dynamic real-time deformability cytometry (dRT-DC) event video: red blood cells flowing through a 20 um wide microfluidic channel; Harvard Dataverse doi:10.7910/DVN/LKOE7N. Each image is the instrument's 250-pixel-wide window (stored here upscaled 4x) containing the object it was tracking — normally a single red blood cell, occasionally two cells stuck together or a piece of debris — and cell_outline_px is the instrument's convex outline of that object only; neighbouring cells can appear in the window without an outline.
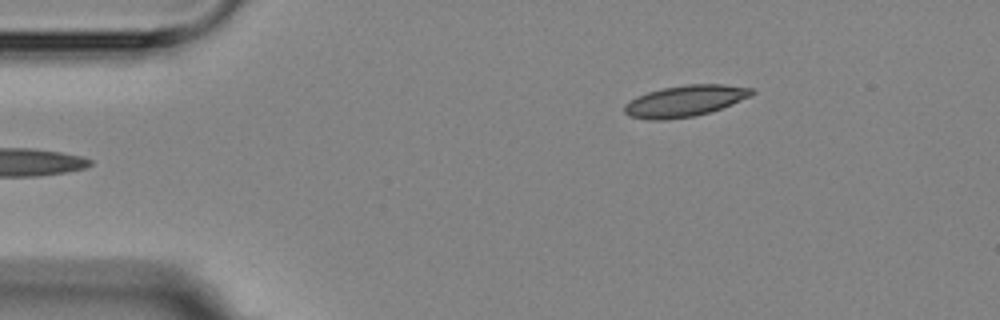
{"species": "Egyptian fruit bat (a non-hibernating species)", "species_latin": "Rousettus aegyptiacus", "temperature_condition": "room temperature", "stored_images_in_passage": 2, "camera_frame_rate_fps": 3000, "um_per_image_px": 0.085, "animal": {"sex": "female"}, "frame": {"image": 1, "passage_image": 2, "time_ms": 1.0, "image_size_px": [1000, 320], "cell_outline_px": [[756, 92], [752, 96], [732, 104], [696, 116], [664, 120], [648, 120], [628, 116], [624, 112], [624, 104], [636, 96], [648, 92], [664, 88], [688, 84], [724, 84], [752, 88]], "centroid_in_image_um": [58.22, 8.58], "position_along_channel_um": 26.8, "area_um2": 23.29}}